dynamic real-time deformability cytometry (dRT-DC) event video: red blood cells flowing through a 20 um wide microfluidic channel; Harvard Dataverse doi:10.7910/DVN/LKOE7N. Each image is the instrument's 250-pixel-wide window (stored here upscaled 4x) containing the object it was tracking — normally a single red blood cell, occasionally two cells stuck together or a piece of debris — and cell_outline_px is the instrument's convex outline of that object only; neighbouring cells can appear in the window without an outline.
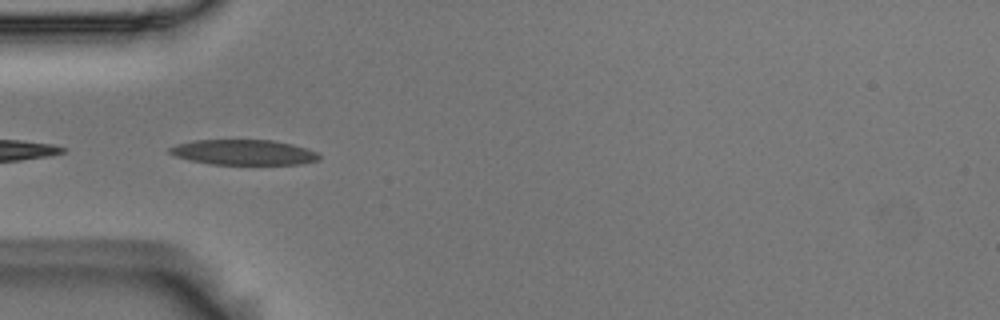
{"species": "Egyptian fruit bat (a non-hibernating species)", "species_latin": "Rousettus aegyptiacus", "temperature_condition": "room temperature", "stored_images_in_passage": 38, "camera_frame_rate_fps": 3000, "um_per_image_px": 0.085, "animal": {"sex": "male"}, "frame": {"image": 1, "passage_image": 1, "time_ms": 0.0, "image_size_px": [1000, 320], "cell_outline_px": [[320, 160], [300, 164], [212, 164], [188, 160], [176, 156], [168, 152], [168, 148], [176, 144], [192, 140], [272, 140], [292, 144], [308, 148], [316, 152], [320, 156]], "centroid_in_image_um": [20.7, 12.94], "position_along_channel_um": 64.3, "area_um2": 22.08}, "authors_computed_cell_mechanics": {"area_um2": 19.9988, "velocity_mm_per_s": 3.6517, "shape_relaxation_time_tau1_ms": 6.6517, "shape_relaxation_time_tau2_ms": 4.9783, "deformation_change_tau1": 0.1802, "deformation_change_tau2": 0.101}}